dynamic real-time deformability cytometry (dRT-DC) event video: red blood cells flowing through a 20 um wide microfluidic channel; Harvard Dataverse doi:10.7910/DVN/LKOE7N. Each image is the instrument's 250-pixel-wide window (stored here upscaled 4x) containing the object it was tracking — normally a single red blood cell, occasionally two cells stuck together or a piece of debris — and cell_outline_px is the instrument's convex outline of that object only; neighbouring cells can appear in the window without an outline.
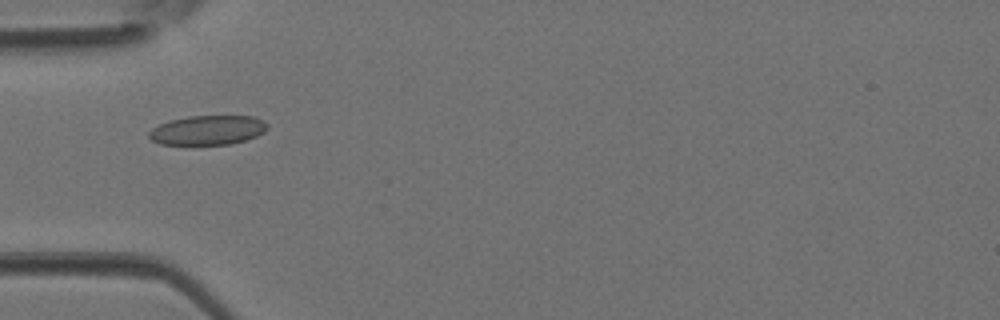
{"species": "Egyptian fruit bat (a non-hibernating species)", "species_latin": "Rousettus aegyptiacus", "temperature_condition": "room temperature", "stored_images_in_passage": 1, "camera_frame_rate_fps": 3000, "um_per_image_px": 0.085, "animal": {"sex": "female"}, "frame": {"image": 1, "passage_image": 1, "time_ms": 0.0, "image_size_px": [1000, 320], "cell_outline_px": [[268, 128], [264, 132], [256, 136], [232, 144], [160, 144], [152, 140], [148, 136], [148, 132], [152, 128], [168, 120], [188, 116], [252, 116], [264, 120], [268, 124]], "centroid_in_image_um": [17.66, 11.05], "position_along_channel_um": 67.3, "area_um2": 20.35}}